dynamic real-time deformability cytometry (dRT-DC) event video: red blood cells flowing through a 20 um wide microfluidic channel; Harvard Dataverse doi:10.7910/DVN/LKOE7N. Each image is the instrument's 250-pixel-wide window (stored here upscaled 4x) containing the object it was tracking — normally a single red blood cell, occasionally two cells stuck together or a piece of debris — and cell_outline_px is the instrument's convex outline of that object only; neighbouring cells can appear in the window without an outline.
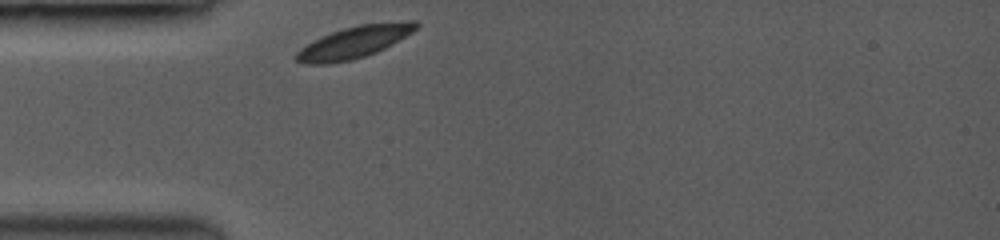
{"species": "common noctule bat (a hibernating species)", "species_latin": "Nyctalus noctula", "temperature_condition": "room temperature", "stored_images_in_passage": 34, "camera_frame_rate_fps": 3500, "um_per_image_px": 0.085, "animal": {"sex": "female", "body_mass_g": 19.0, "forearm_length_mm": 53.3}, "frame": {"image": 1, "passage_image": 1, "time_ms": 0.0, "image_size_px": [1000, 240], "cell_outline_px": [[420, 24], [412, 32], [392, 44], [376, 52], [364, 56], [348, 60], [328, 64], [304, 64], [296, 60], [296, 52], [300, 48], [320, 36], [344, 28], [360, 24], [408, 20], [416, 20]], "centroid_in_image_um": [30.11, 3.57], "position_along_channel_um": 54.9, "area_um2": 22.2}}
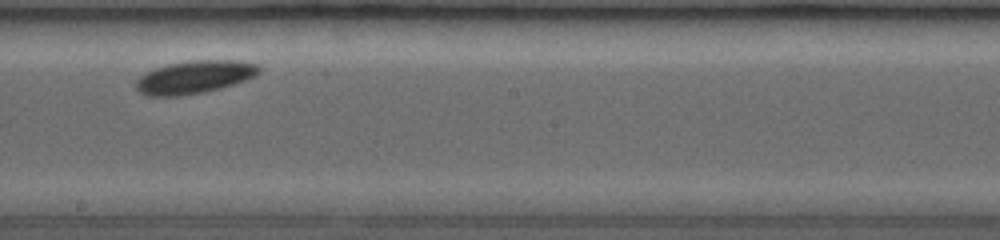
{"frame": {"image": 2, "passage_image": 18, "time_ms": 4.857, "image_size_px": [1000, 240], "cell_outline_px": [[260, 72], [244, 80], [220, 88], [200, 92], [176, 96], [152, 96], [140, 92], [136, 88], [136, 80], [140, 76], [156, 68], [168, 64], [192, 60], [244, 60], [256, 64], [260, 68]], "centroid_in_image_um": [16.54, 6.53], "position_along_channel_um": 231.7, "area_um2": 23.18}}
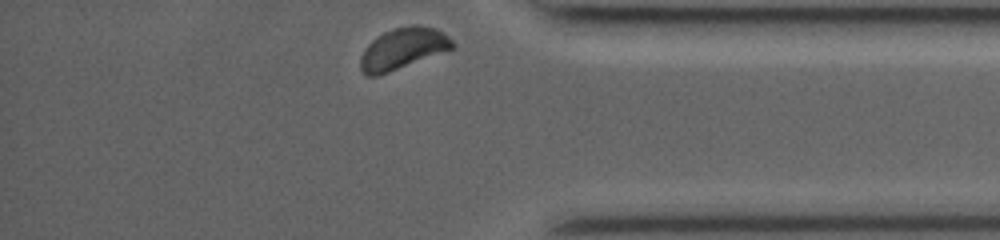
{"frame": {"image": 3, "passage_image": 34, "time_ms": 9.429, "image_size_px": [1000, 240], "cell_outline_px": [[456, 44], [452, 48], [388, 72], [376, 76], [364, 76], [360, 68], [360, 56], [368, 44], [372, 40], [384, 32], [396, 28], [416, 24], [436, 28], [444, 32]], "centroid_in_image_um": [34.22, 4.12], "position_along_channel_um": 401.0, "area_um2": 21.79}, "authors_computed_cell_mechanics": {"area_um2": 22.1085, "velocity_mm_per_s": 3.7811, "shape_relaxation_time_tau1_ms": 0.5632, "shape_relaxation_time_tau2_ms": null, "deformation_change_tau1": 0.0522, "deformation_change_tau2": null}}